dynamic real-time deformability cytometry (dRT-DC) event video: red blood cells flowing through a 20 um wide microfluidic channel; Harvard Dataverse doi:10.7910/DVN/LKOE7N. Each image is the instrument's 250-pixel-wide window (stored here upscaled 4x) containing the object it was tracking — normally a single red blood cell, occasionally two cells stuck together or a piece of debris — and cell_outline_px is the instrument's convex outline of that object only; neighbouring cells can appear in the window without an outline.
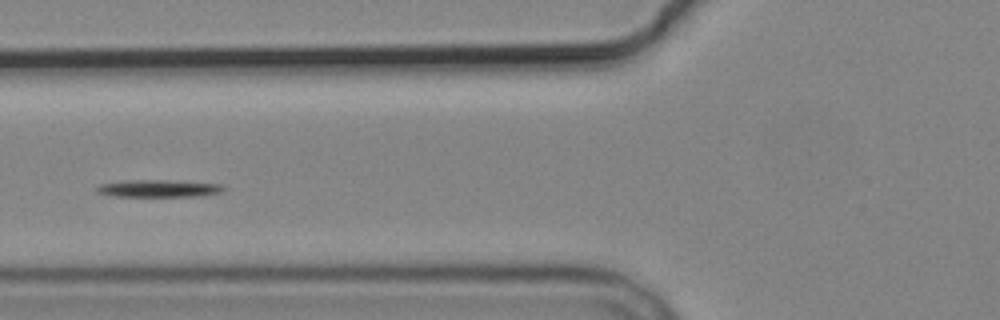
{"species": "common noctule bat (a hibernating species)", "species_latin": "Nyctalus noctula", "temperature_condition": "cold", "stored_images_in_passage": 5, "camera_frame_rate_fps": 3000, "um_per_image_px": 0.085, "animal": {"sex": "male", "body_mass_g": 19.2, "forearm_length_mm": 51.8}, "frame": {"image": 1, "passage_image": 5, "time_ms": 4.667, "image_size_px": [1000, 320], "cell_outline_px": [[224, 188], [220, 192], [200, 196], [112, 196], [96, 192], [96, 188], [100, 184], [124, 180], [168, 180], [220, 184]], "centroid_in_image_um": [13.42, 16.01], "position_along_channel_um": 112.4, "area_um2": 12.66}}